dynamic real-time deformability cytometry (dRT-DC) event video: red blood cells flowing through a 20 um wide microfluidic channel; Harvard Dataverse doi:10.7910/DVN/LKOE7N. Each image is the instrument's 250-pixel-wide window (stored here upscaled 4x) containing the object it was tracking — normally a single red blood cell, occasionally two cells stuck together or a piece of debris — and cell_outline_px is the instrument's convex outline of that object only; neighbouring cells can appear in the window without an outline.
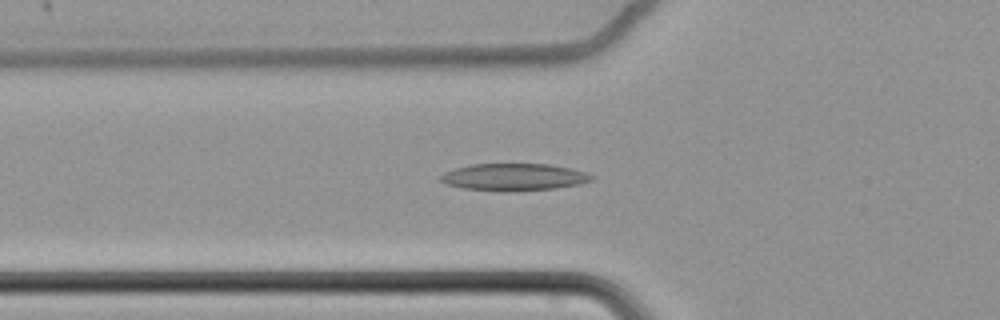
{"species": "common noctule bat (a hibernating species)", "species_latin": "Nyctalus noctula", "temperature_condition": "cold", "stored_images_in_passage": 65, "camera_frame_rate_fps": 3000, "um_per_image_px": 0.085, "animal": {"sex": "female", "body_mass_g": 22.7, "forearm_length_mm": 54.2}, "frame": {"image": 1, "passage_image": 26, "time_ms": 8.333, "image_size_px": [1000, 320], "cell_outline_px": [[596, 176], [592, 180], [580, 184], [556, 188], [508, 192], [504, 192], [464, 188], [448, 184], [440, 180], [440, 176], [444, 172], [456, 168], [472, 164], [552, 164], [584, 172]], "centroid_in_image_um": [43.7, 15.05], "position_along_channel_um": 82.1, "area_um2": 23.87}}
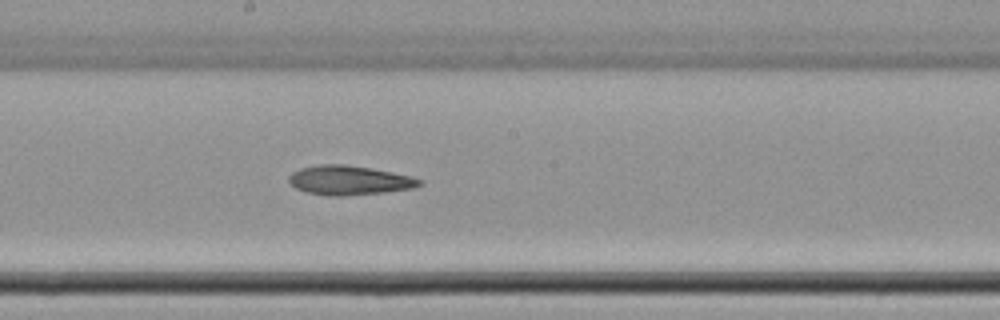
{"frame": {"image": 2, "passage_image": 38, "time_ms": 12.333, "image_size_px": [1000, 320], "cell_outline_px": [[424, 184], [412, 188], [384, 192], [344, 196], [328, 196], [308, 192], [296, 188], [288, 184], [288, 176], [292, 172], [300, 168], [316, 164], [344, 164], [392, 172], [412, 176], [424, 180]], "centroid_in_image_um": [29.67, 15.32], "position_along_channel_um": 218.5, "area_um2": 22.48}}
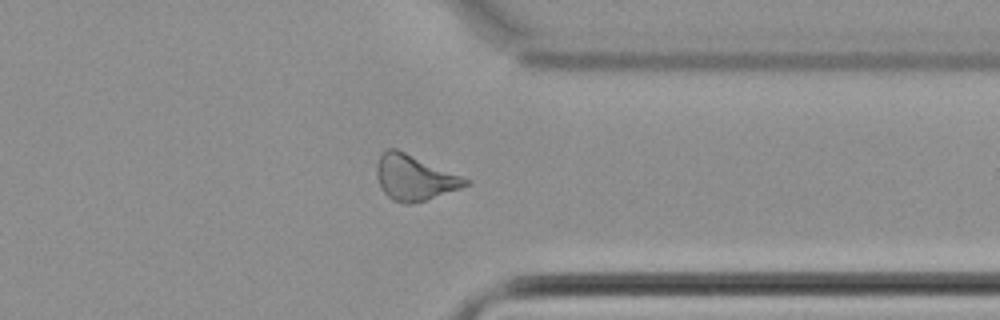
{"frame": {"image": 3, "passage_image": 52, "time_ms": 17.0, "image_size_px": [1000, 320], "cell_outline_px": [[468, 184], [460, 188], [424, 200], [408, 204], [404, 204], [392, 200], [384, 192], [376, 176], [376, 164], [380, 152], [388, 148], [396, 148], [460, 176], [468, 180]], "centroid_in_image_um": [35.14, 15.08], "position_along_channel_um": 376.3, "area_um2": 22.95}, "authors_computed_cell_mechanics": {"area_um2": 23.5824, "velocity_mm_per_s": 3.4157, "shape_relaxation_time_tau1_ms": null, "shape_relaxation_time_tau2_ms": 6.7057, "deformation_change_tau1": null, "deformation_change_tau2": 0.1487}}